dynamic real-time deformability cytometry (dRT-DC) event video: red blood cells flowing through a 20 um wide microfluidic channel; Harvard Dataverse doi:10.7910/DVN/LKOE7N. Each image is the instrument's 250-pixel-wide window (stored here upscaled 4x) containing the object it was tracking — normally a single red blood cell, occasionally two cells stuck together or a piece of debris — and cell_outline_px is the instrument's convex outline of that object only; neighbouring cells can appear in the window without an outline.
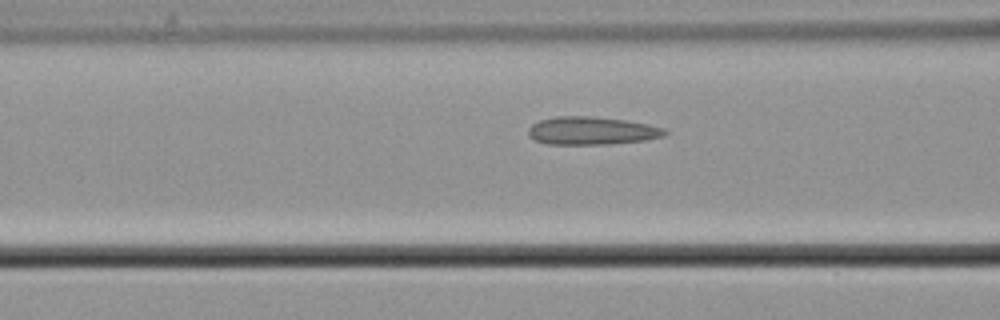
{"species": "common noctule bat (a hibernating species)", "species_latin": "Nyctalus noctula", "temperature_condition": "cold", "stored_images_in_passage": 33, "camera_frame_rate_fps": 3000, "um_per_image_px": 0.085, "animal": {"sex": "male", "body_mass_g": 21.5, "forearm_length_mm": 52.0}, "frame": {"image": 1, "passage_image": 17, "time_ms": 5.333, "image_size_px": [1000, 320], "cell_outline_px": [[668, 132], [664, 136], [644, 140], [608, 144], [548, 144], [536, 140], [528, 132], [528, 128], [532, 124], [540, 120], [556, 116], [592, 116], [624, 120], [648, 124], [664, 128]], "centroid_in_image_um": [50.31, 11.11], "position_along_channel_um": 116.3, "area_um2": 22.08}}
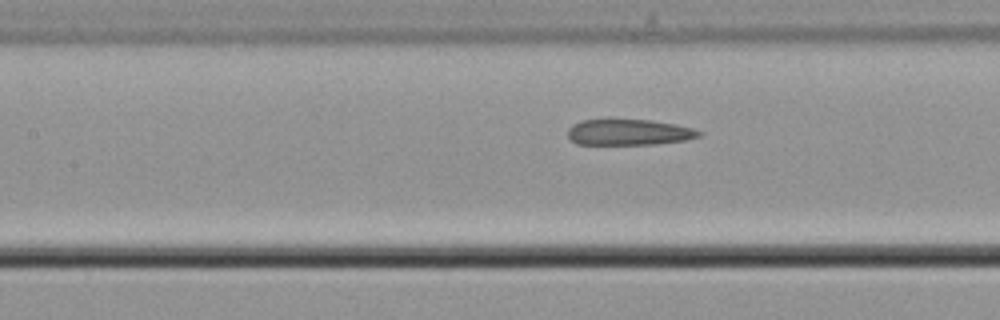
{"frame": {"image": 2, "passage_image": 20, "time_ms": 6.333, "image_size_px": [1000, 320], "cell_outline_px": [[704, 132], [700, 136], [684, 140], [656, 144], [576, 144], [568, 136], [568, 128], [572, 124], [584, 120], [608, 116], [652, 120], [692, 128]], "centroid_in_image_um": [53.39, 11.19], "position_along_channel_um": 154.0, "area_um2": 20.58}}
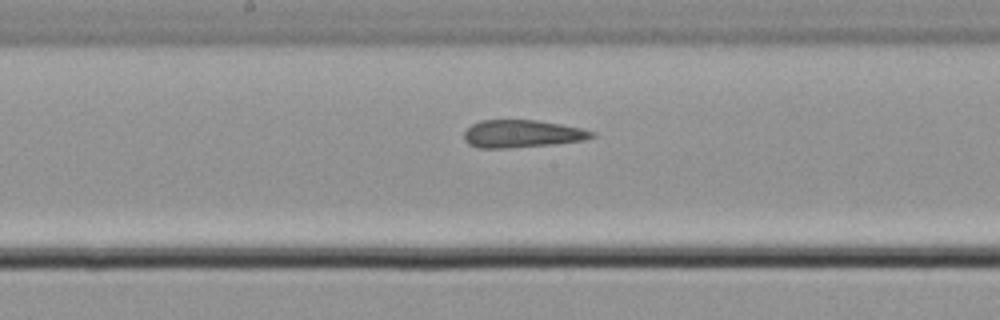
{"frame": {"image": 3, "passage_image": 24, "time_ms": 7.667, "image_size_px": [1000, 320], "cell_outline_px": [[596, 136], [584, 140], [552, 144], [508, 148], [476, 148], [468, 144], [464, 140], [464, 132], [472, 124], [480, 120], [536, 120], [560, 124], [580, 128], [596, 132]], "centroid_in_image_um": [44.35, 11.37], "position_along_channel_um": 203.9, "area_um2": 20.58}}